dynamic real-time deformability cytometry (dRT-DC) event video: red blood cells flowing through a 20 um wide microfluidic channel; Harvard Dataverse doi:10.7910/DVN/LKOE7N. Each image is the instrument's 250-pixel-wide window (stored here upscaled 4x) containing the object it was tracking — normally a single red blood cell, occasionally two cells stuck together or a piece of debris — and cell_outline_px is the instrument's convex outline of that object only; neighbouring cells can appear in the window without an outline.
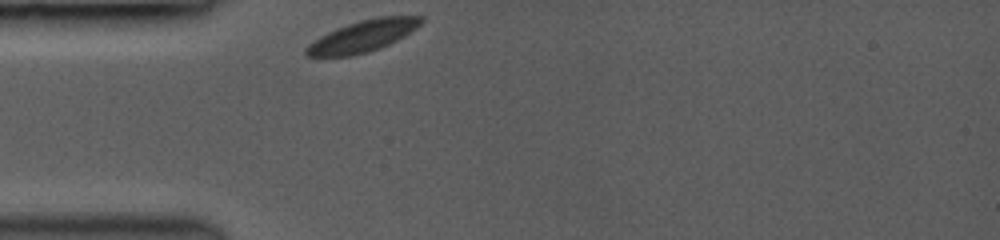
{"species": "common noctule bat (a hibernating species)", "species_latin": "Nyctalus noctula", "temperature_condition": "room temperature", "stored_images_in_passage": 1, "camera_frame_rate_fps": 3000, "um_per_image_px": 0.085, "animal": {"sex": "female", "body_mass_g": 19.0, "forearm_length_mm": 53.3}, "frame": {"image": 1, "passage_image": 1, "time_ms": 0.0, "image_size_px": [1000, 240], "cell_outline_px": [[424, 20], [416, 28], [404, 36], [380, 48], [368, 52], [352, 56], [304, 56], [304, 48], [308, 44], [320, 36], [328, 32], [348, 24], [360, 20], [376, 16], [424, 16]], "centroid_in_image_um": [30.82, 3.07], "position_along_channel_um": 54.2, "area_um2": 21.1}}